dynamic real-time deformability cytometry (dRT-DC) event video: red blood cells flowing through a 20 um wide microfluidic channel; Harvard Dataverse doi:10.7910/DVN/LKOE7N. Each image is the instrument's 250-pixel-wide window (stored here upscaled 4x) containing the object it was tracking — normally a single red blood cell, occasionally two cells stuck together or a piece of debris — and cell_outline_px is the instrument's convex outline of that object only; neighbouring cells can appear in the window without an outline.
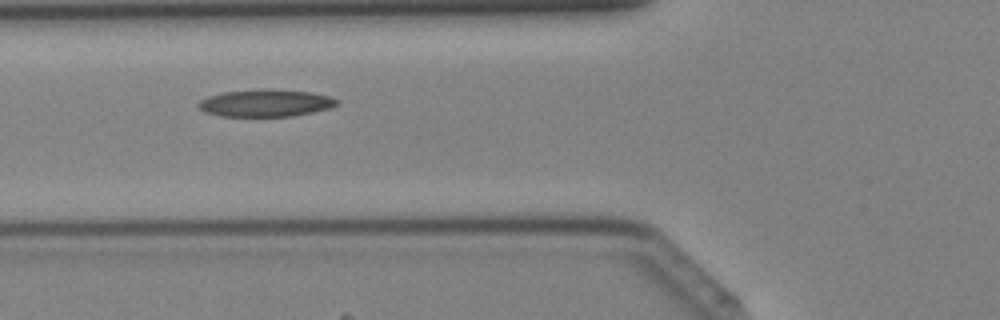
{"species": "Egyptian fruit bat (a non-hibernating species)", "species_latin": "Rousettus aegyptiacus", "temperature_condition": "cold", "stored_images_in_passage": 33, "camera_frame_rate_fps": 3000, "um_per_image_px": 0.085, "animal": {"sex": "female"}, "frame": {"image": 1, "passage_image": 7, "time_ms": 2.0, "image_size_px": [1000, 320], "cell_outline_px": [[340, 104], [332, 108], [292, 116], [220, 116], [204, 112], [196, 104], [200, 100], [208, 96], [224, 92], [312, 92], [332, 96], [340, 100]], "centroid_in_image_um": [22.63, 8.81], "position_along_channel_um": 103.2, "area_um2": 21.04}}
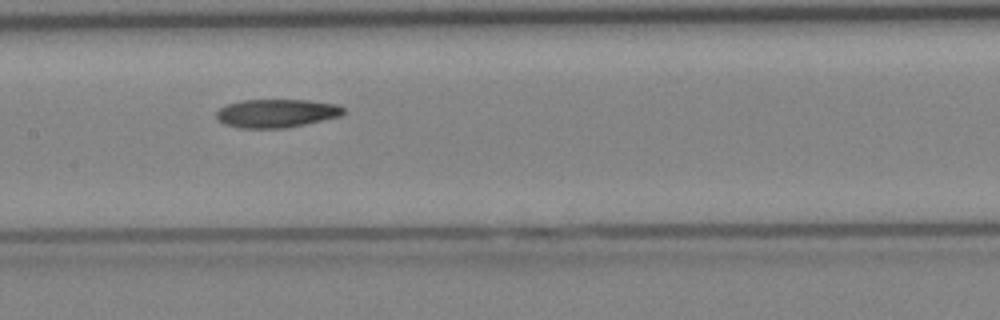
{"frame": {"image": 2, "passage_image": 12, "time_ms": 3.667, "image_size_px": [1000, 320], "cell_outline_px": [[344, 112], [340, 116], [288, 128], [236, 128], [224, 124], [216, 120], [216, 112], [220, 108], [228, 104], [240, 100], [308, 100], [336, 104], [344, 108]], "centroid_in_image_um": [23.46, 9.63], "position_along_channel_um": 183.9, "area_um2": 21.15}}
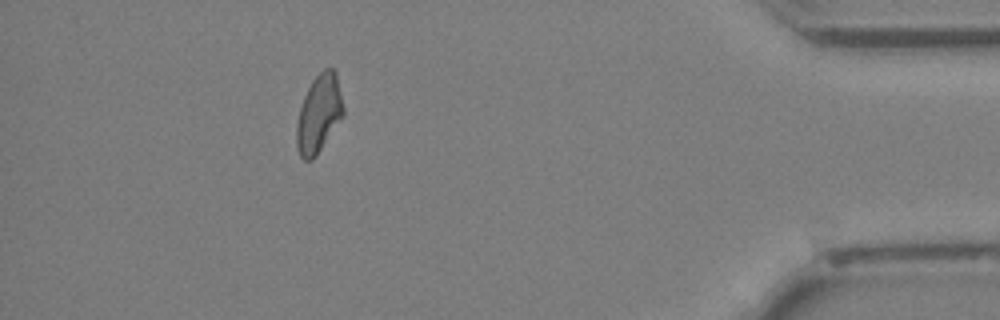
{"frame": {"image": 3, "passage_image": 29, "time_ms": 9.333, "image_size_px": [1000, 320], "cell_outline_px": [[344, 116], [316, 156], [312, 160], [304, 160], [300, 156], [296, 148], [296, 124], [300, 108], [304, 96], [312, 80], [324, 68], [332, 68], [336, 72], [344, 108]], "centroid_in_image_um": [27.11, 9.69], "position_along_channel_um": 408.1, "area_um2": 21.33}}